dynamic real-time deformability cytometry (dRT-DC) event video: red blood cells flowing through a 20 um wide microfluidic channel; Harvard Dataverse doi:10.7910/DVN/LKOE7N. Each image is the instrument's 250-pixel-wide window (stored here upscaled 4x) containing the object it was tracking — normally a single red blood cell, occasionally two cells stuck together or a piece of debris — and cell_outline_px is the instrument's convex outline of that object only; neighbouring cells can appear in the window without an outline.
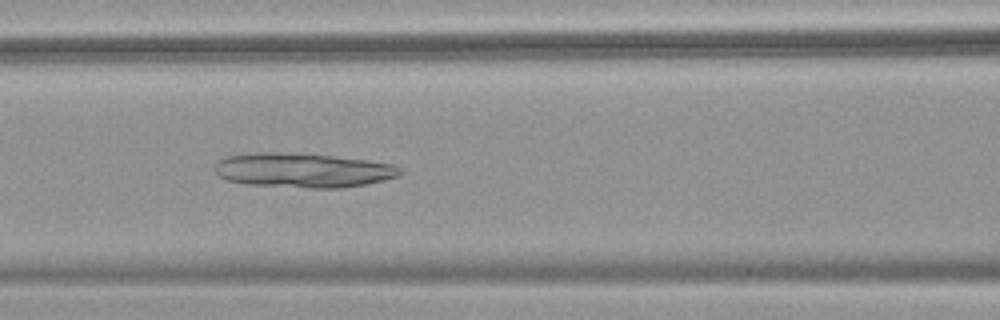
{"species": "common noctule bat (a hibernating species)", "species_latin": "Nyctalus noctula", "temperature_condition": "warm", "stored_images_in_passage": 20, "camera_frame_rate_fps": 3000, "um_per_image_px": 0.085, "animal": {"sex": "female", "body_mass_g": 18.4}, "frame": {"image": 1, "passage_image": 10, "time_ms": 3.0, "image_size_px": [1000, 320], "cell_outline_px": [[404, 172], [400, 176], [384, 180], [364, 184], [340, 188], [308, 188], [248, 184], [224, 180], [216, 176], [216, 160], [228, 156], [256, 152], [276, 152], [332, 156], [368, 160], [392, 164], [400, 168]], "centroid_in_image_um": [25.73, 14.48], "position_along_channel_um": 140.9, "area_um2": 37.28}}
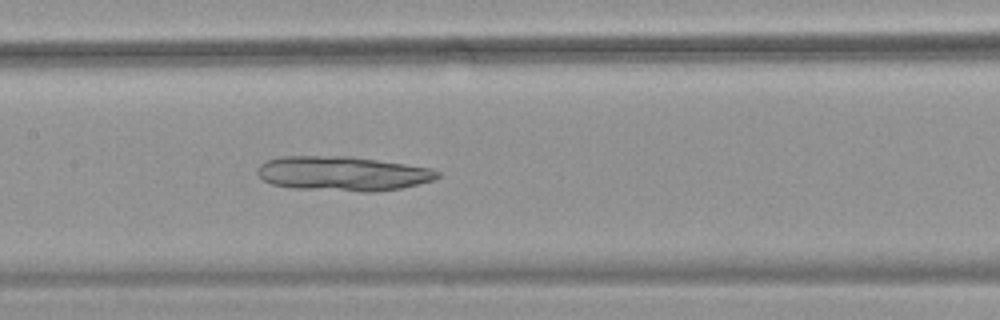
{"frame": {"image": 2, "passage_image": 13, "time_ms": 4.0, "image_size_px": [1000, 320], "cell_outline_px": [[440, 176], [436, 180], [400, 188], [376, 192], [360, 192], [292, 188], [272, 184], [264, 180], [256, 172], [256, 168], [264, 160], [280, 156], [352, 156], [432, 168], [440, 172]], "centroid_in_image_um": [29.13, 14.75], "position_along_channel_um": 178.3, "area_um2": 36.7}}
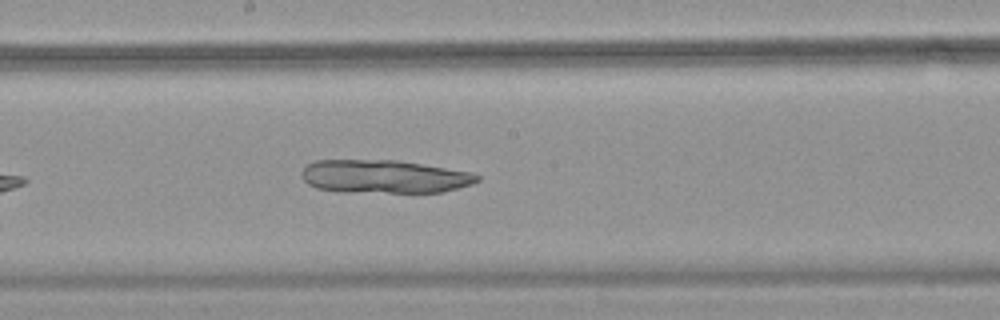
{"frame": {"image": 3, "passage_image": 16, "time_ms": 5.0, "image_size_px": [1000, 320], "cell_outline_px": [[480, 180], [472, 184], [440, 192], [340, 192], [316, 188], [308, 184], [300, 176], [300, 172], [308, 164], [316, 160], [396, 160], [472, 172], [480, 176]], "centroid_in_image_um": [32.62, 15.01], "position_along_channel_um": 215.6, "area_um2": 34.04}}